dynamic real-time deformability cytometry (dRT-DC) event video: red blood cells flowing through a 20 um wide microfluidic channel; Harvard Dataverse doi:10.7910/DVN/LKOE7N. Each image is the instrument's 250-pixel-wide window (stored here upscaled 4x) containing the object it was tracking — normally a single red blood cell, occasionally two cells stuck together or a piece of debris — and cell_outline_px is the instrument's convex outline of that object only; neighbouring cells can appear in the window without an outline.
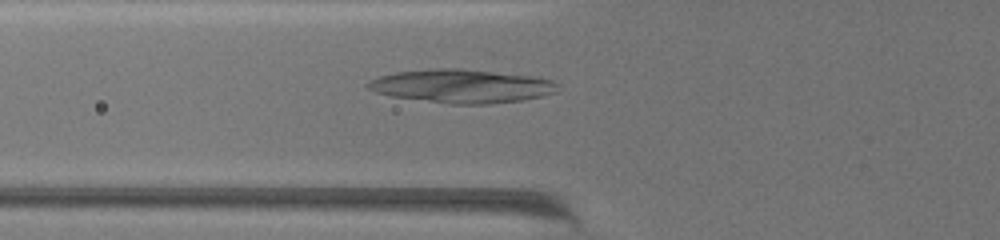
{"species": "common noctule bat (a hibernating species)", "species_latin": "Nyctalus noctula", "temperature_condition": "warm", "stored_images_in_passage": 61, "camera_frame_rate_fps": 3000, "um_per_image_px": 0.085, "animal": {"sex": "female", "body_mass_g": 19.5, "forearm_length_mm": 54.1}, "frame": {"image": 1, "passage_image": 18, "time_ms": 5.667, "image_size_px": [1000, 240], "cell_outline_px": [[556, 92], [524, 100], [488, 104], [452, 104], [392, 96], [376, 92], [368, 88], [364, 84], [368, 80], [380, 76], [396, 72], [436, 68], [460, 68], [532, 76], [552, 80], [556, 84]], "centroid_in_image_um": [39.21, 7.31], "position_along_channel_um": 86.6, "area_um2": 36.88}}
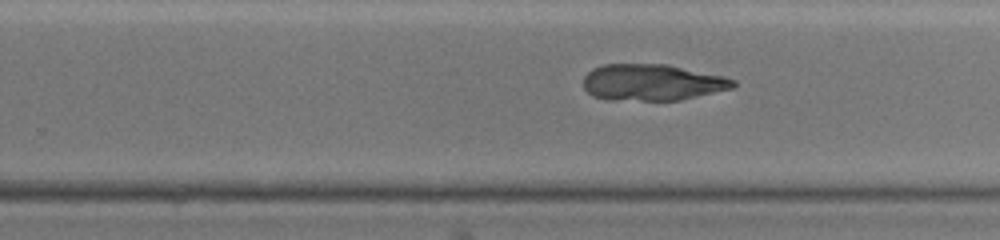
{"frame": {"image": 2, "passage_image": 37, "time_ms": 12.0, "image_size_px": [1000, 240], "cell_outline_px": [[736, 84], [732, 88], [680, 100], [604, 100], [592, 96], [584, 88], [584, 76], [592, 68], [604, 64], [668, 64], [724, 76], [736, 80]], "centroid_in_image_um": [55.41, 7.0], "position_along_channel_um": 274.4, "area_um2": 31.96}}
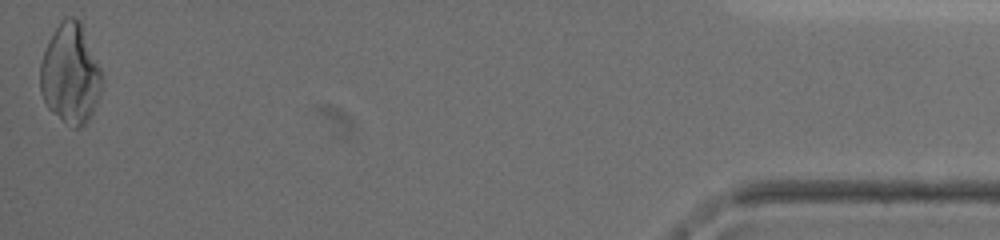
{"frame": {"image": 3, "passage_image": 61, "time_ms": 20.0, "image_size_px": [1000, 240], "cell_outline_px": [[100, 92], [92, 112], [88, 120], [80, 128], [72, 128], [64, 124], [44, 104], [40, 92], [40, 64], [48, 40], [60, 20], [64, 16], [72, 16], [80, 20], [100, 68]], "centroid_in_image_um": [5.94, 6.28], "position_along_channel_um": 429.3, "area_um2": 35.95}}